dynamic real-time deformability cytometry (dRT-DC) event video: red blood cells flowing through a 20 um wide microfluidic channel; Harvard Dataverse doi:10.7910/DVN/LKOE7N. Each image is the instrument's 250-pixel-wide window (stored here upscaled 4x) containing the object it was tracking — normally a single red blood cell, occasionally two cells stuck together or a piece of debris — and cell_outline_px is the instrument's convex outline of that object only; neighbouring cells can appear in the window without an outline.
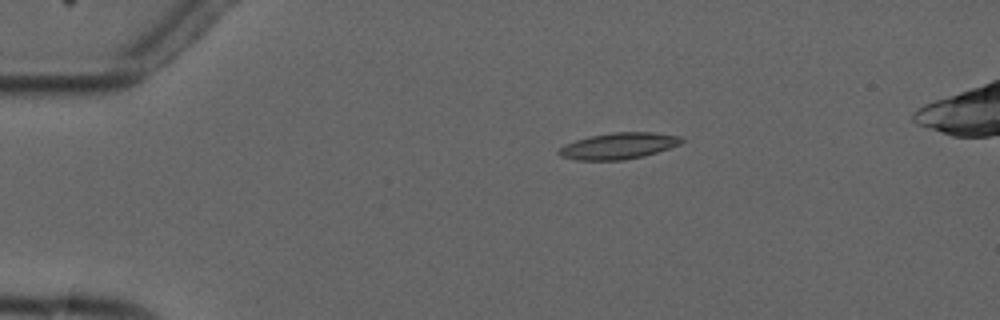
{"species": "common noctule bat (a hibernating species)", "species_latin": "Nyctalus noctula", "temperature_condition": "cold", "stored_images_in_passage": 3, "camera_frame_rate_fps": 3000, "um_per_image_px": 0.085, "animal": {"sex": "male", "forearm_length_mm": 52.5}, "frame": {"image": 1, "passage_image": 2, "time_ms": 1.0, "image_size_px": [1000, 320], "cell_outline_px": [[684, 140], [680, 144], [644, 156], [624, 160], [576, 160], [560, 156], [556, 152], [564, 144], [576, 140], [592, 136], [612, 132], [652, 132], [680, 136]], "centroid_in_image_um": [52.55, 12.4], "position_along_channel_um": 32.4, "area_um2": 18.73}}